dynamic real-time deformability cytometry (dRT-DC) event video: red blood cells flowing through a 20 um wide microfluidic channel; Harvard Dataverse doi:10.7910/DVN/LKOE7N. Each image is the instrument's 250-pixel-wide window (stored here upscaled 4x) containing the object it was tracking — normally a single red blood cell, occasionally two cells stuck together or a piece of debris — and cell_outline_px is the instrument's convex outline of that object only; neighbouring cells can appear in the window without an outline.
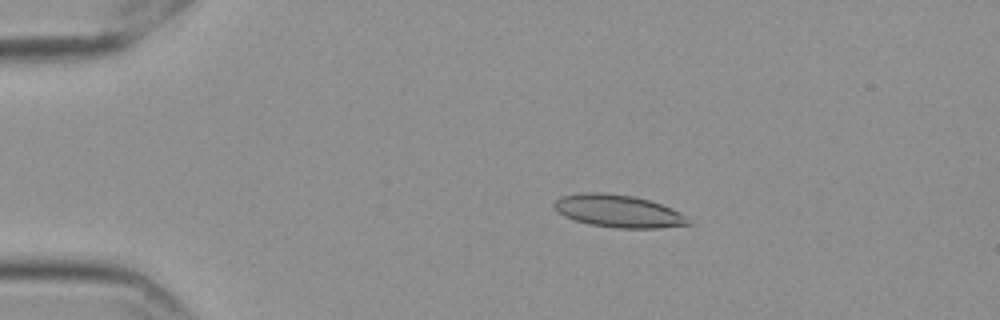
{"species": "Egyptian fruit bat (a non-hibernating species)", "species_latin": "Rousettus aegyptiacus", "temperature_condition": "cold", "stored_images_in_passage": 58, "camera_frame_rate_fps": 3000, "um_per_image_px": 0.085, "frame": {"image": 1, "passage_image": 12, "time_ms": 3.667, "image_size_px": [1000, 320], "cell_outline_px": [[692, 224], [656, 228], [616, 228], [592, 224], [576, 220], [564, 216], [552, 204], [560, 196], [580, 192], [604, 192], [636, 196], [672, 208], [688, 216]], "centroid_in_image_um": [52.58, 17.93], "position_along_channel_um": 32.4, "area_um2": 25.49}}
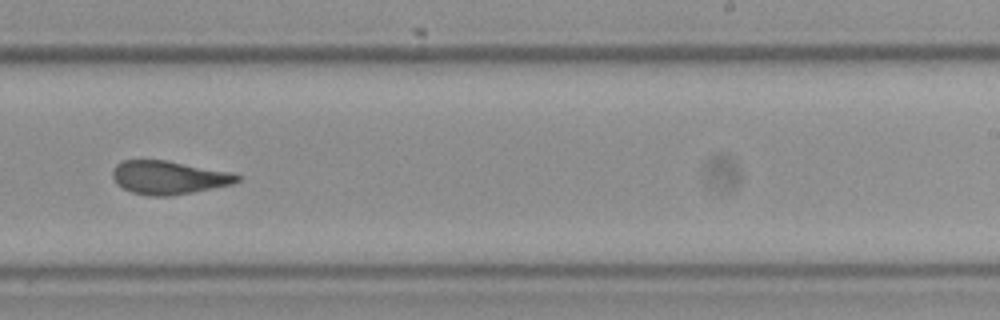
{"frame": {"image": 2, "passage_image": 37, "time_ms": 12.0, "image_size_px": [1000, 320], "cell_outline_px": [[240, 180], [232, 184], [172, 196], [152, 196], [132, 192], [116, 184], [112, 176], [112, 172], [116, 164], [124, 160], [164, 160], [232, 172], [240, 176]], "centroid_in_image_um": [14.33, 15.09], "position_along_channel_um": 274.7, "area_um2": 24.1}}
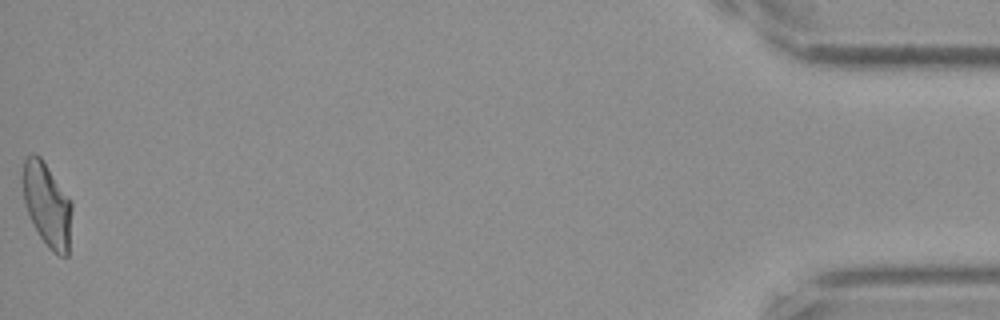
{"frame": {"image": 3, "passage_image": 58, "time_ms": 19.0, "image_size_px": [1000, 320], "cell_outline_px": [[72, 208], [68, 256], [60, 256], [52, 252], [40, 236], [28, 212], [24, 200], [20, 176], [24, 160], [32, 152], [40, 156], [68, 196], [72, 204]], "centroid_in_image_um": [3.98, 17.37], "position_along_channel_um": 431.2, "area_um2": 23.99}, "authors_computed_cell_mechanics": {"area_um2": 24.0159, "velocity_mm_per_s": 3.5632, "shape_relaxation_time_tau1_ms": null, "shape_relaxation_time_tau2_ms": 2.964, "deformation_change_tau1": null, "deformation_change_tau2": 0.1013}}